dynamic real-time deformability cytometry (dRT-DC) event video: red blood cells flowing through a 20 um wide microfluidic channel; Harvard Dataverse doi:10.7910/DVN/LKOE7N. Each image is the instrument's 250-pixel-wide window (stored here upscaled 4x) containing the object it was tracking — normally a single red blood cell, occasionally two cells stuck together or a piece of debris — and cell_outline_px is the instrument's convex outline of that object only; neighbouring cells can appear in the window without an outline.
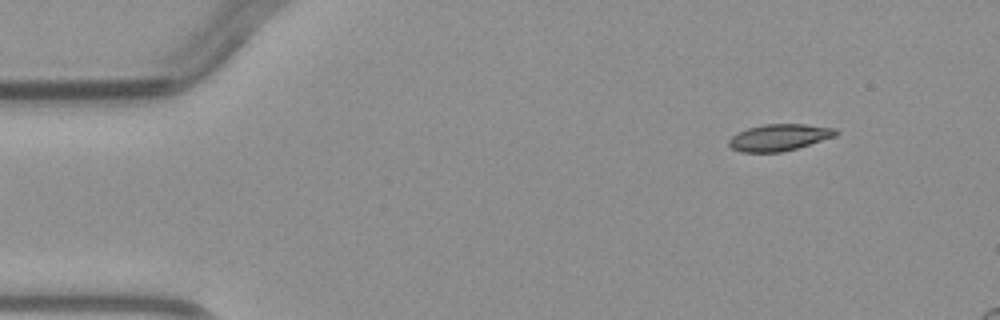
{"species": "common noctule bat (a hibernating species)", "species_latin": "Nyctalus noctula", "temperature_condition": "warm", "stored_images_in_passage": 4, "camera_frame_rate_fps": 3000, "um_per_image_px": 0.085, "animal": {"sex": "male", "body_mass_g": 23.1, "forearm_length_mm": 52.7}, "frame": {"image": 1, "passage_image": 1, "time_ms": 0.0, "image_size_px": [1000, 320], "cell_outline_px": [[840, 132], [836, 136], [796, 148], [780, 152], [740, 152], [732, 148], [728, 144], [728, 140], [732, 136], [748, 128], [764, 124], [808, 124], [836, 128]], "centroid_in_image_um": [66.26, 11.67], "position_along_channel_um": 18.7, "area_um2": 16.59}}